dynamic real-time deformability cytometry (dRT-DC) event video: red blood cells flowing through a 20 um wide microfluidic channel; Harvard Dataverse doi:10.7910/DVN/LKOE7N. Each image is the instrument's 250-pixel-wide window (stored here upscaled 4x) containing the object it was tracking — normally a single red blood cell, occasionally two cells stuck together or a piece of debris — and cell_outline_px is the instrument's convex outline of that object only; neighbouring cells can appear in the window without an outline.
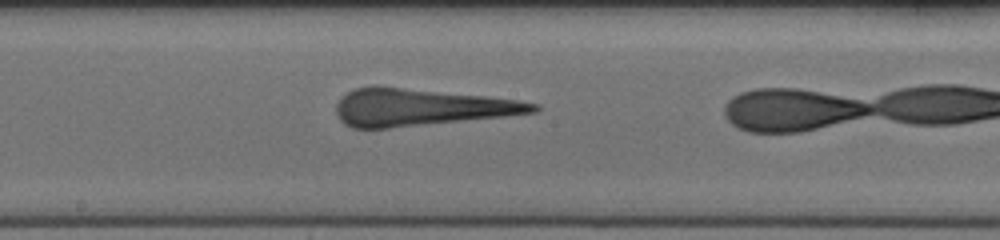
{"species": "human", "species_latin": "Homo sapiens", "temperature_condition": "cold", "stored_images_in_passage": 11, "camera_frame_rate_fps": 3000, "um_per_image_px": 0.085, "donor": {"sex": "female"}, "frame": {"image": 1, "passage_image": 10, "time_ms": 3.0, "image_size_px": [1000, 240], "cell_outline_px": [[540, 108], [536, 112], [504, 116], [388, 128], [352, 128], [344, 124], [340, 120], [336, 112], [336, 104], [352, 88], [372, 84], [376, 84], [520, 100], [540, 104]], "centroid_in_image_um": [35.72, 9.09], "position_along_channel_um": 212.5, "area_um2": 42.83}}